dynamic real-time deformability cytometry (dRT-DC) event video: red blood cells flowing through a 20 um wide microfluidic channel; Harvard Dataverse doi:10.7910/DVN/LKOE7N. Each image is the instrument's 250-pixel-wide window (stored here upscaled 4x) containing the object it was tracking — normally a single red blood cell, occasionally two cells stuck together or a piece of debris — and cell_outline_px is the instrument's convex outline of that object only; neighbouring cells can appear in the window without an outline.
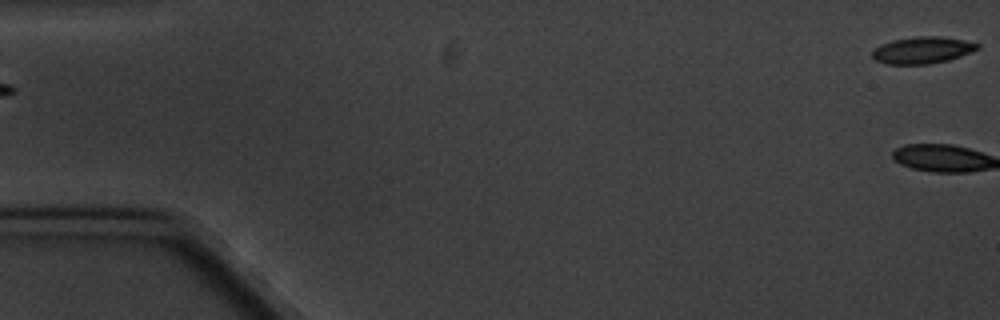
{"species": "common noctule bat (a hibernating species)", "species_latin": "Nyctalus noctula", "temperature_condition": "cold", "stored_images_in_passage": 5, "segment_of_instrument_passage": [2, 2], "camera_frame_rate_fps": 3000, "um_per_image_px": 0.085, "animal": {"sex": "male", "body_mass_g": 20.1, "forearm_length_mm": 53.5}, "frame": {"image": 1, "passage_image": 5, "time_ms": 4.667, "image_size_px": [1000, 320], "cell_outline_px": [[980, 48], [960, 56], [948, 60], [928, 64], [888, 64], [876, 60], [872, 56], [872, 52], [880, 44], [892, 40], [916, 36], [940, 36], [964, 40], [980, 44]], "centroid_in_image_um": [78.41, 4.25], "position_along_channel_um": 6.6, "area_um2": 16.36}}